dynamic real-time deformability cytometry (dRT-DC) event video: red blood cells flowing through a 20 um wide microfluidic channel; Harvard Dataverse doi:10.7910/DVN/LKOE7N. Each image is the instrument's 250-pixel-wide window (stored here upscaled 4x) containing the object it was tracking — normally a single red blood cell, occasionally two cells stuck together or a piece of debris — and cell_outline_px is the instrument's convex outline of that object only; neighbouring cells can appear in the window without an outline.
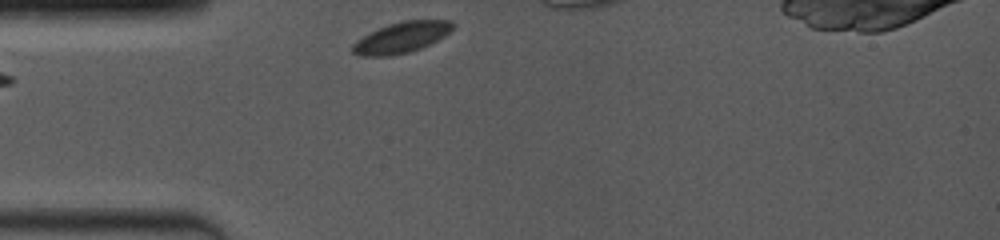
{"species": "common noctule bat (a hibernating species)", "species_latin": "Nyctalus noctula", "temperature_condition": "room temperature", "stored_images_in_passage": 7, "segment_of_instrument_passage": [1, 2], "camera_frame_rate_fps": 4000, "um_per_image_px": 0.085, "animal": {"sex": "female", "body_mass_g": 19.0, "forearm_length_mm": 53.3}, "frame": {"image": 1, "passage_image": 1, "time_ms": 0.0, "image_size_px": [1000, 240], "cell_outline_px": [[456, 24], [444, 36], [420, 48], [408, 52], [388, 56], [360, 56], [352, 52], [352, 44], [356, 40], [388, 24], [404, 20], [452, 20]], "centroid_in_image_um": [34.12, 3.18], "position_along_channel_um": 50.9, "area_um2": 17.74}}
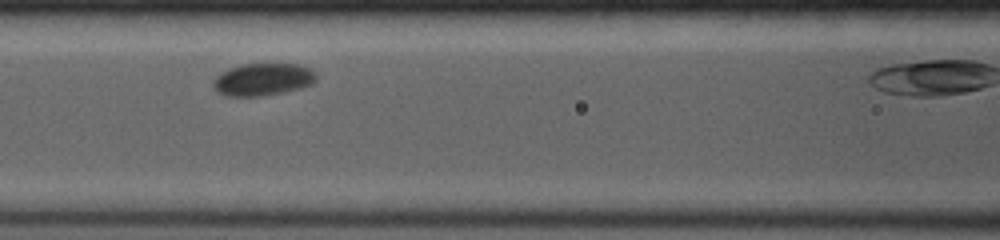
{"frame": {"image": 2, "passage_image": 4, "time_ms": 2.75, "image_size_px": [1000, 240], "cell_outline_px": [[316, 80], [312, 84], [300, 88], [260, 96], [228, 96], [216, 92], [212, 84], [212, 80], [220, 72], [228, 68], [240, 64], [300, 64], [316, 72]], "centroid_in_image_um": [22.3, 6.74], "position_along_channel_um": 144.3, "area_um2": 19.54}}
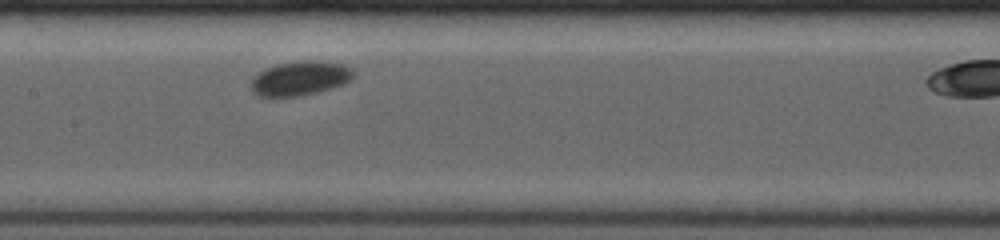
{"frame": {"image": 3, "passage_image": 6, "time_ms": 3.75, "image_size_px": [1000, 240], "cell_outline_px": [[356, 72], [352, 80], [344, 84], [316, 92], [300, 96], [272, 100], [260, 96], [252, 92], [252, 80], [260, 72], [276, 64], [312, 60], [340, 64], [352, 68]], "centroid_in_image_um": [25.5, 6.71], "position_along_channel_um": 181.9, "area_um2": 20.69}}